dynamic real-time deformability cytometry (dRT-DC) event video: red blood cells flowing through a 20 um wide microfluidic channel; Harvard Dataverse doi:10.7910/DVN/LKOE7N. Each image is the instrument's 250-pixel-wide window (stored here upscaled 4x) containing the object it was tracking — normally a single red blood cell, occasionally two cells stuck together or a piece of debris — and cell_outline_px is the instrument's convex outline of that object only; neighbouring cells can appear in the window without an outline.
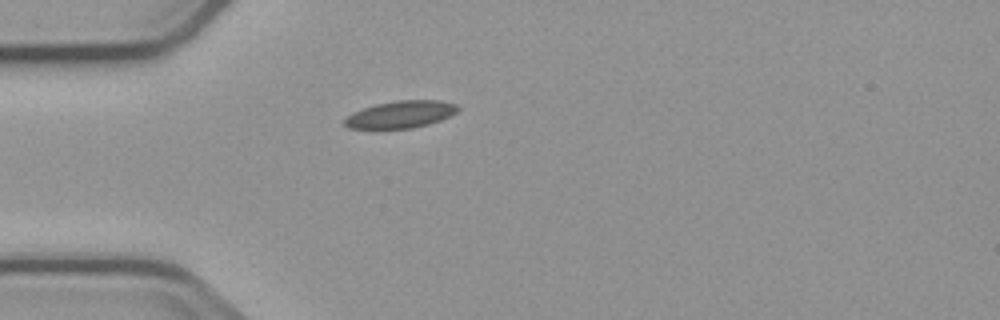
{"species": "common noctule bat (a hibernating species)", "species_latin": "Nyctalus noctula", "temperature_condition": "cold", "stored_images_in_passage": 4, "camera_frame_rate_fps": 3000, "um_per_image_px": 0.085, "animal": {"sex": "male", "body_mass_g": 23.1, "forearm_length_mm": 52.7}, "frame": {"image": 1, "passage_image": 4, "time_ms": 4.667, "image_size_px": [1000, 320], "cell_outline_px": [[460, 108], [456, 112], [440, 120], [428, 124], [412, 128], [348, 128], [344, 124], [344, 120], [352, 112], [376, 104], [396, 100], [440, 100], [456, 104]], "centroid_in_image_um": [34.06, 9.71], "position_along_channel_um": 50.9, "area_um2": 17.74}}